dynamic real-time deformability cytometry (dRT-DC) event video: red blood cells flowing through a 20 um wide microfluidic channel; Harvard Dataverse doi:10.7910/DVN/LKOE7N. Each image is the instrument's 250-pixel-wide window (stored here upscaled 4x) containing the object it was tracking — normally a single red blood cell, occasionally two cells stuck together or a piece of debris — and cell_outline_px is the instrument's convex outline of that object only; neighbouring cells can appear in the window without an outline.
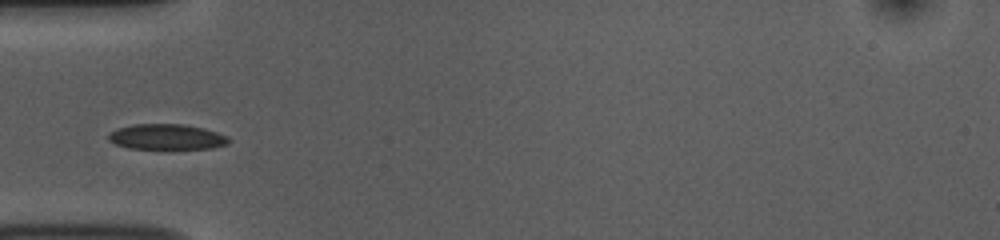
{"species": "common noctule bat (a hibernating species)", "species_latin": "Nyctalus noctula", "temperature_condition": "room temperature", "stored_images_in_passage": 38, "camera_frame_rate_fps": 3000, "um_per_image_px": 0.085, "animal": {"sex": "female", "body_mass_g": 10.0, "forearm_length_mm": 53.1}, "frame": {"image": 1, "passage_image": 1, "time_ms": 0.0, "image_size_px": [1000, 240], "cell_outline_px": [[228, 144], [212, 148], [128, 148], [116, 144], [108, 140], [108, 132], [116, 128], [132, 124], [184, 124], [204, 128], [228, 136]], "centroid_in_image_um": [14.13, 11.62], "position_along_channel_um": 70.9, "area_um2": 17.8}}
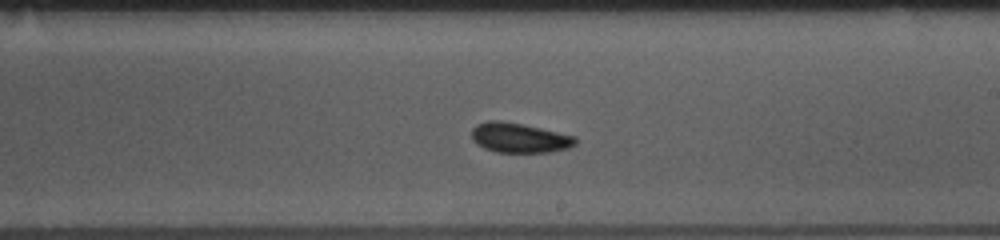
{"frame": {"image": 2, "passage_image": 15, "time_ms": 4.667, "image_size_px": [1000, 240], "cell_outline_px": [[576, 144], [568, 148], [548, 152], [496, 152], [484, 148], [476, 144], [472, 140], [472, 128], [476, 124], [488, 120], [500, 120], [540, 128], [576, 136]], "centroid_in_image_um": [44.11, 11.71], "position_along_channel_um": 244.9, "area_um2": 17.98}}
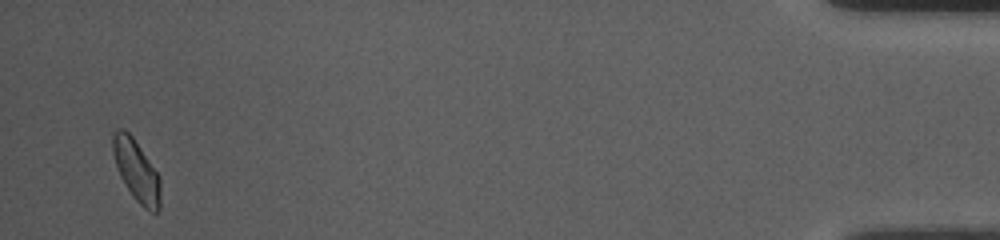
{"frame": {"image": 3, "passage_image": 36, "time_ms": 11.667, "image_size_px": [1000, 240], "cell_outline_px": [[160, 208], [156, 212], [152, 212], [144, 208], [132, 196], [124, 184], [120, 176], [112, 152], [112, 132], [116, 128], [124, 128], [132, 136], [160, 176]], "centroid_in_image_um": [11.58, 14.48], "position_along_channel_um": 423.6, "area_um2": 17.17}, "authors_computed_cell_mechanics": {"area_um2": 17.2822, "velocity_mm_per_s": 3.7237, "shape_relaxation_time_tau1_ms": 2.3802, "shape_relaxation_time_tau2_ms": null, "deformation_change_tau1": 0.0883, "deformation_change_tau2": null}}